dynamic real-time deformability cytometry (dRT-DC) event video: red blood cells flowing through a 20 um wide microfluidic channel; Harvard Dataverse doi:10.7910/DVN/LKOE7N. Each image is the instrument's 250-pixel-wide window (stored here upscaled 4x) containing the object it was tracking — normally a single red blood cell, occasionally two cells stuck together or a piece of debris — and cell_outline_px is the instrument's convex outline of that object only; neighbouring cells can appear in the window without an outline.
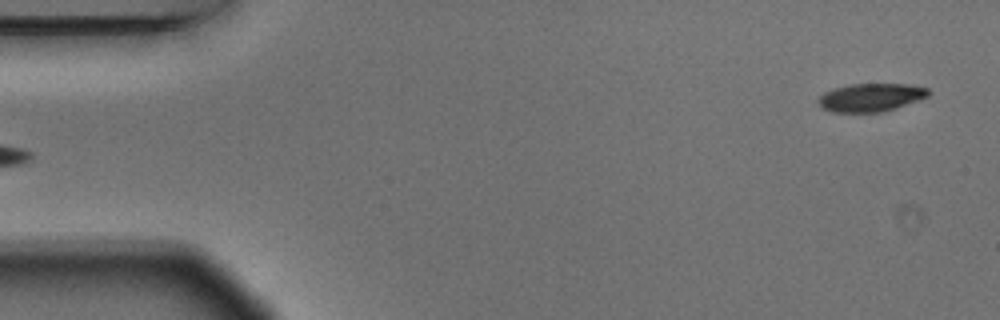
{"species": "Egyptian fruit bat (a non-hibernating species)", "species_latin": "Rousettus aegyptiacus", "temperature_condition": "warm", "stored_images_in_passage": 5, "segment_of_instrument_passage": [2, 2], "camera_frame_rate_fps": 3000, "um_per_image_px": 0.085, "animal": {"sex": "male"}, "frame": {"image": 1, "passage_image": 5, "time_ms": 1.333, "image_size_px": [1000, 320], "cell_outline_px": [[928, 96], [920, 100], [896, 108], [880, 112], [832, 112], [824, 108], [816, 100], [824, 92], [832, 88], [852, 84], [908, 84], [928, 88]], "centroid_in_image_um": [74.01, 8.28], "position_along_channel_um": 11.0, "area_um2": 18.03}}